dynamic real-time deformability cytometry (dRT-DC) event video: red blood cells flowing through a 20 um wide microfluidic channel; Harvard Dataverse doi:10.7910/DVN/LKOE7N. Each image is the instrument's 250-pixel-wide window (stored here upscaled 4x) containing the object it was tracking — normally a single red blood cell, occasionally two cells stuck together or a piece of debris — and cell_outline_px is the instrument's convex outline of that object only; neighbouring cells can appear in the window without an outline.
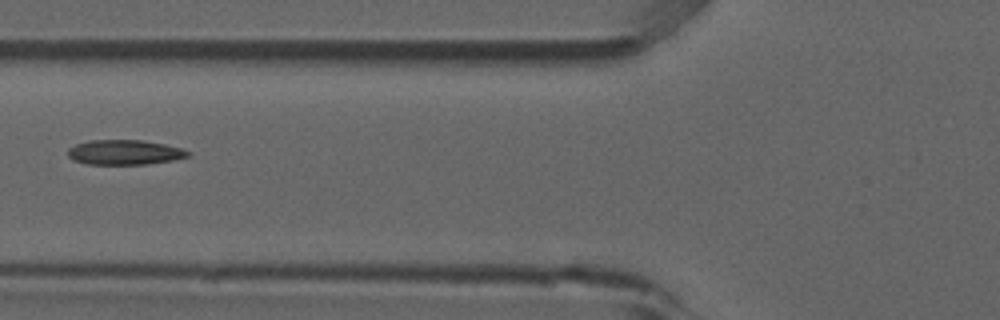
{"species": "common noctule bat (a hibernating species)", "species_latin": "Nyctalus noctula", "temperature_condition": "room temperature", "stored_images_in_passage": 7, "camera_frame_rate_fps": 3000, "um_per_image_px": 0.085, "animal": {"sex": "male", "forearm_length_mm": 52.5}, "frame": {"image": 1, "passage_image": 7, "time_ms": 2.0, "image_size_px": [1000, 320], "cell_outline_px": [[192, 152], [188, 156], [172, 160], [148, 164], [88, 164], [72, 160], [68, 156], [68, 148], [76, 144], [88, 140], [144, 140], [164, 144], [180, 148]], "centroid_in_image_um": [10.56, 12.94], "position_along_channel_um": 115.2, "area_um2": 17.4}}